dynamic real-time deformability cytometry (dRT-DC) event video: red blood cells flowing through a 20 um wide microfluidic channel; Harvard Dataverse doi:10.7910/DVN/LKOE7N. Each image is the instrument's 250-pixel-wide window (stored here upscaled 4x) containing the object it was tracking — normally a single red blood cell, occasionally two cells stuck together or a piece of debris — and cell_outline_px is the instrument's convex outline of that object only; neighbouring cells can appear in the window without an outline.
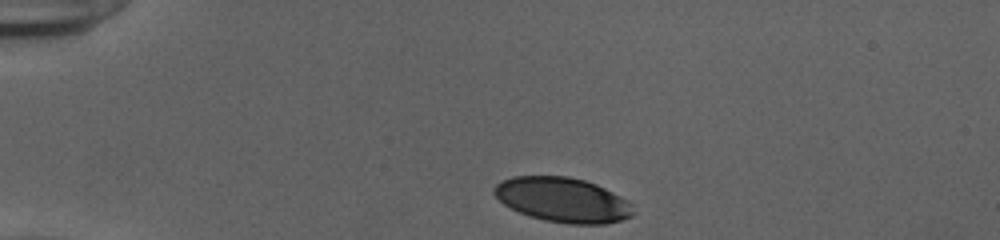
{"species": "human", "species_latin": "Homo sapiens", "temperature_condition": "cold", "stored_images_in_passage": 34, "camera_frame_rate_fps": 3000, "um_per_image_px": 0.085, "donor": {"sex": "female"}, "frame": {"image": 1, "passage_image": 1, "time_ms": 0.0, "image_size_px": [1000, 240], "cell_outline_px": [[636, 212], [632, 216], [620, 220], [604, 224], [568, 224], [544, 220], [520, 212], [504, 204], [492, 192], [492, 188], [496, 184], [512, 176], [568, 176], [584, 180], [596, 184], [628, 200], [632, 204]], "centroid_in_image_um": [47.86, 16.98], "position_along_channel_um": 37.1, "area_um2": 36.18}}
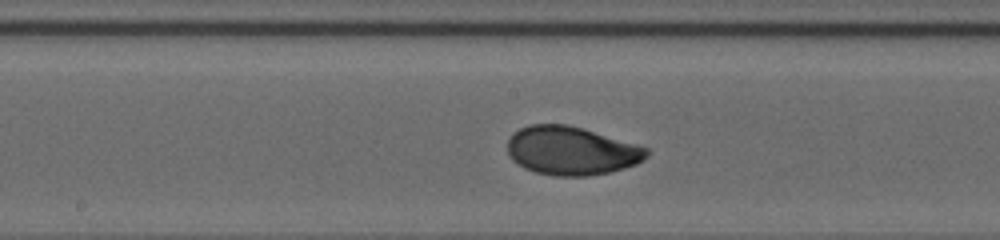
{"frame": {"image": 2, "passage_image": 18, "time_ms": 5.667, "image_size_px": [1000, 240], "cell_outline_px": [[648, 156], [644, 160], [636, 164], [612, 172], [588, 176], [552, 176], [536, 172], [524, 168], [516, 164], [512, 160], [508, 152], [508, 140], [512, 132], [528, 124], [568, 124], [584, 128], [636, 144], [648, 148]], "centroid_in_image_um": [48.55, 12.81], "position_along_channel_um": 199.6, "area_um2": 39.77}}
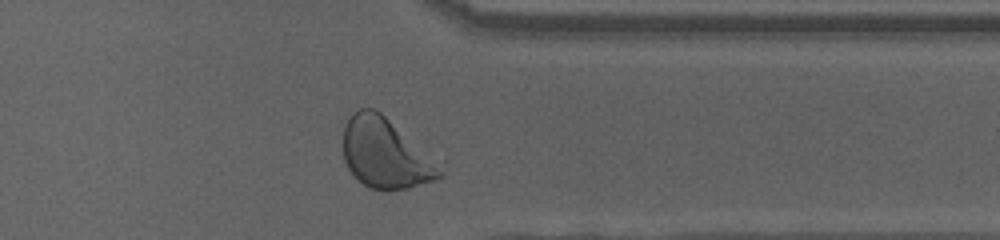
{"frame": {"image": 3, "passage_image": 32, "time_ms": 10.333, "image_size_px": [1000, 240], "cell_outline_px": [[444, 176], [436, 180], [408, 188], [388, 192], [368, 188], [352, 176], [344, 160], [344, 128], [352, 112], [360, 108], [372, 108], [380, 112], [444, 160]], "centroid_in_image_um": [32.89, 13.07], "position_along_channel_um": 378.5, "area_um2": 41.27}, "authors_computed_cell_mechanics": {"area_um2": 38.7838, "velocity_mm_per_s": 3.8853, "shape_relaxation_time_tau1_ms": 2.6285, "shape_relaxation_time_tau2_ms": 1.0315, "deformation_change_tau1": 0.144, "deformation_change_tau2": 0.0467}}